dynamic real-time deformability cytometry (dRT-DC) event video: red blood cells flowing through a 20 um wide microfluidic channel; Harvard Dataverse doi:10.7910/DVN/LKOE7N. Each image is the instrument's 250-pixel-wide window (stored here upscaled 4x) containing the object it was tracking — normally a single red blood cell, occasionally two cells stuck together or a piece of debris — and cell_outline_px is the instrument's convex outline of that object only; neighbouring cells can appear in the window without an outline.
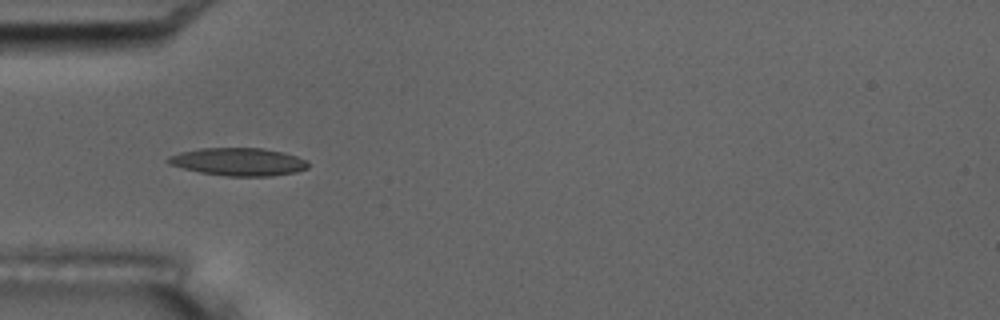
{"species": "common noctule bat (a hibernating species)", "species_latin": "Nyctalus noctula", "temperature_condition": "room temperature", "stored_images_in_passage": 13, "camera_frame_rate_fps": 3000, "um_per_image_px": 0.085, "animal": {"sex": "male", "body_mass_g": 17.5, "forearm_length_mm": 52.3}, "frame": {"image": 1, "passage_image": 3, "time_ms": 2.333, "image_size_px": [1000, 320], "cell_outline_px": [[308, 168], [296, 172], [272, 176], [224, 176], [200, 172], [168, 164], [164, 160], [168, 156], [180, 152], [200, 148], [264, 148], [284, 152], [308, 160]], "centroid_in_image_um": [20.27, 13.75], "position_along_channel_um": 64.7, "area_um2": 22.89}}
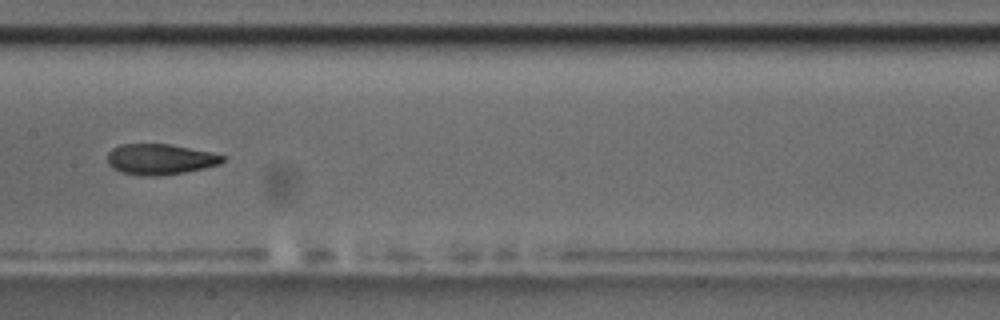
{"frame": {"image": 2, "passage_image": 6, "time_ms": 6.0, "image_size_px": [1000, 320], "cell_outline_px": [[224, 160], [220, 164], [204, 168], [184, 172], [156, 176], [140, 176], [120, 172], [112, 168], [108, 164], [108, 152], [112, 148], [120, 144], [168, 144], [208, 152], [224, 156]], "centroid_in_image_um": [13.54, 13.54], "position_along_channel_um": 193.9, "area_um2": 20.46}, "authors_computed_cell_mechanics": {"area_um2": 21.0392, "velocity_mm_per_s": 3.5437, "shape_relaxation_time_tau1_ms": 5.2302, "shape_relaxation_time_tau2_ms": 1.2357, "deformation_change_tau1": 0.1414, "deformation_change_tau2": 0.0603}}